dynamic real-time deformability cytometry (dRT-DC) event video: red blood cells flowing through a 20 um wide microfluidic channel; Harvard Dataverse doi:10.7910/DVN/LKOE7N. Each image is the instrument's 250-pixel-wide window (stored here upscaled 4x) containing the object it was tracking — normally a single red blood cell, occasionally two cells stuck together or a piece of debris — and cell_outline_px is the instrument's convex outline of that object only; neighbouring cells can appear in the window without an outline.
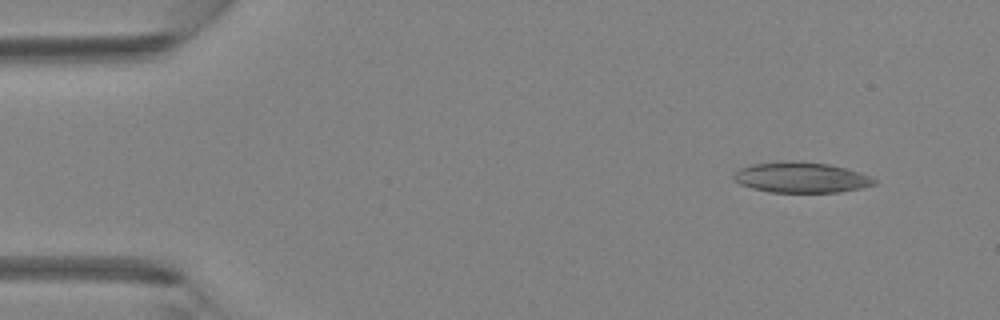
{"species": "Egyptian fruit bat (a non-hibernating species)", "species_latin": "Rousettus aegyptiacus", "temperature_condition": "room temperature", "stored_images_in_passage": 5, "camera_frame_rate_fps": 3000, "um_per_image_px": 0.085, "animal": {"sex": "female"}, "frame": {"image": 1, "passage_image": 2, "time_ms": 0.333, "image_size_px": [1000, 320], "cell_outline_px": [[876, 184], [860, 188], [840, 192], [772, 192], [752, 188], [740, 184], [732, 176], [740, 168], [752, 164], [788, 160], [800, 160], [828, 164], [860, 172], [872, 176], [876, 180]], "centroid_in_image_um": [68.12, 15.07], "position_along_channel_um": 16.9, "area_um2": 25.09}}
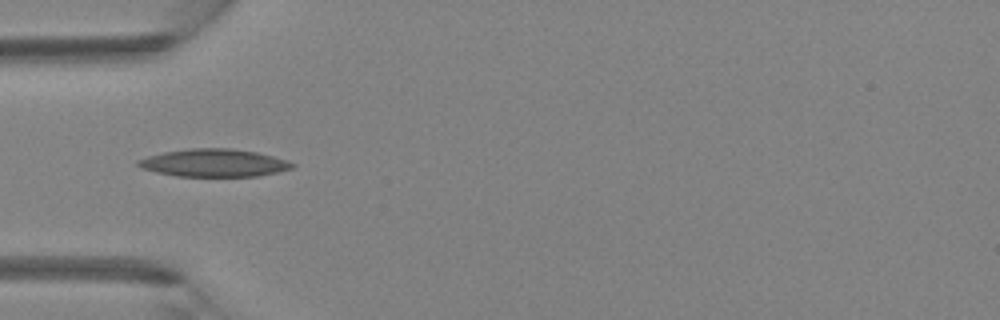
{"frame": {"image": 2, "passage_image": 5, "time_ms": 1.333, "image_size_px": [1000, 320], "cell_outline_px": [[296, 164], [292, 168], [276, 172], [256, 176], [176, 176], [156, 172], [140, 168], [136, 164], [136, 160], [148, 156], [164, 152], [188, 148], [232, 148], [256, 152], [288, 160]], "centroid_in_image_um": [18.16, 13.84], "position_along_channel_um": 66.8, "area_um2": 24.91}}